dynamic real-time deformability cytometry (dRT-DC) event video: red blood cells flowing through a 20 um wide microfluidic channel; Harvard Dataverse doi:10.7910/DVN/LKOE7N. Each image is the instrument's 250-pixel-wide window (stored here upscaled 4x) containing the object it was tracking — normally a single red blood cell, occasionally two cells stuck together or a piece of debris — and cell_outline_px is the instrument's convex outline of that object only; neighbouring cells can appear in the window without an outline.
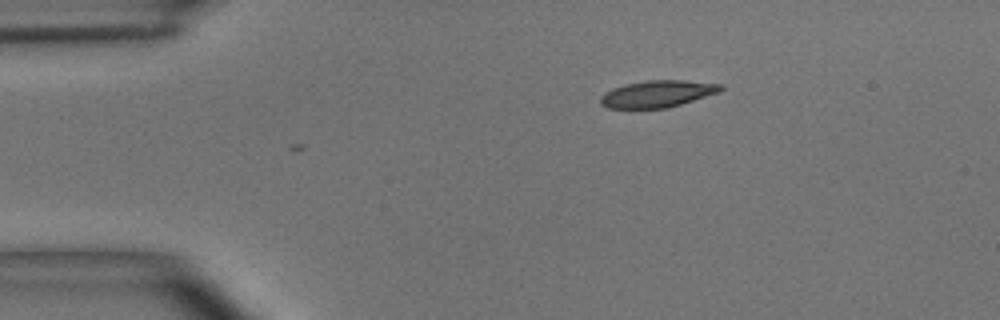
{"species": "common noctule bat (a hibernating species)", "species_latin": "Nyctalus noctula", "temperature_condition": "room temperature", "stored_images_in_passage": 2, "camera_frame_rate_fps": 3000, "um_per_image_px": 0.085, "animal": {"sex": "male", "body_mass_g": 15.6}, "frame": {"image": 1, "passage_image": 2, "time_ms": 0.333, "image_size_px": [1000, 320], "cell_outline_px": [[724, 88], [720, 92], [668, 108], [608, 108], [600, 104], [600, 96], [604, 92], [612, 88], [624, 84], [648, 80], [684, 80], [724, 84]], "centroid_in_image_um": [55.89, 7.97], "position_along_channel_um": 29.1, "area_um2": 19.02}}